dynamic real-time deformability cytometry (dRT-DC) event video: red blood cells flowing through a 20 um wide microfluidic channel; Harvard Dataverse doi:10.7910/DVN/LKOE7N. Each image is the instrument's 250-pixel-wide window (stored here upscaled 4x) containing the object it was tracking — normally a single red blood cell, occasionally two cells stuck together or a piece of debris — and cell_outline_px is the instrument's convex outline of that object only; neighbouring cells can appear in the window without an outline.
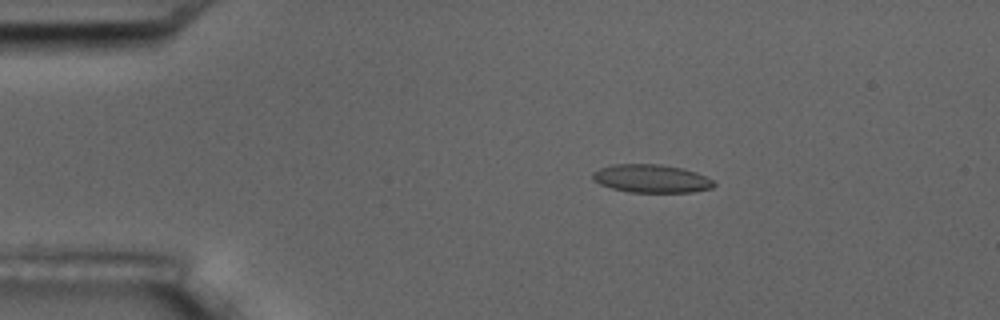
{"species": "common noctule bat (a hibernating species)", "species_latin": "Nyctalus noctula", "temperature_condition": "room temperature", "stored_images_in_passage": 16, "camera_frame_rate_fps": 3000, "um_per_image_px": 0.085, "animal": {"sex": "male", "body_mass_g": 17.5, "forearm_length_mm": 52.3}, "frame": {"image": 1, "passage_image": 3, "time_ms": 2.0, "image_size_px": [1000, 320], "cell_outline_px": [[716, 184], [712, 188], [692, 192], [628, 192], [612, 188], [600, 184], [592, 180], [592, 172], [600, 168], [612, 164], [660, 164], [684, 168], [696, 172], [712, 180]], "centroid_in_image_um": [55.35, 15.17], "position_along_channel_um": 29.7, "area_um2": 20.0}}
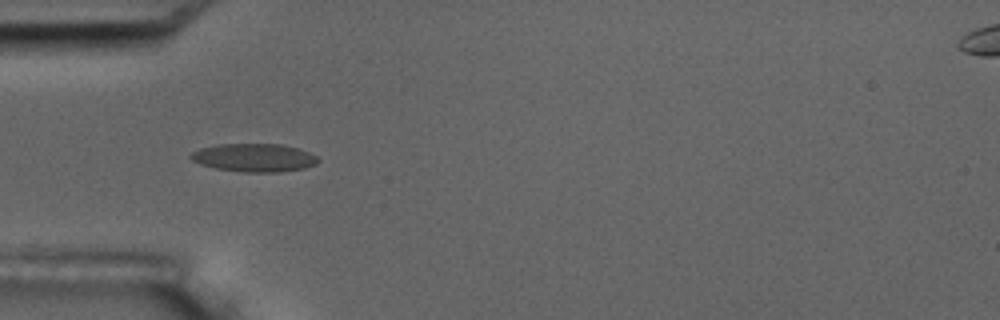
{"frame": {"image": 2, "passage_image": 5, "time_ms": 4.333, "image_size_px": [1000, 320], "cell_outline_px": [[320, 160], [316, 164], [304, 168], [276, 172], [244, 172], [216, 168], [200, 164], [192, 160], [188, 156], [192, 152], [200, 148], [216, 144], [280, 144], [296, 148], [308, 152], [316, 156]], "centroid_in_image_um": [21.57, 13.4], "position_along_channel_um": 63.4, "area_um2": 20.81}}
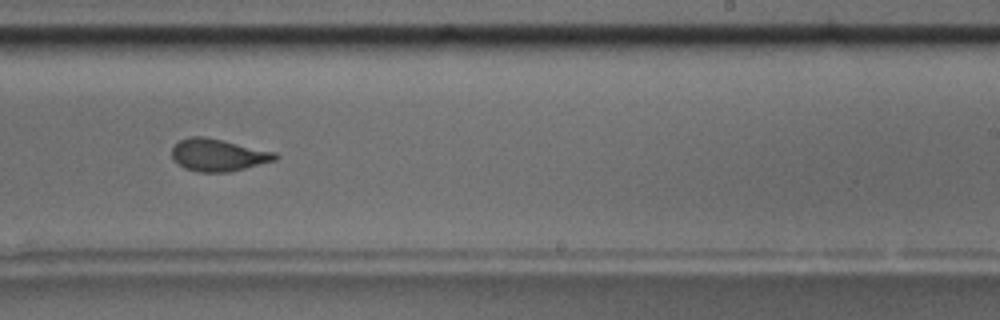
{"frame": {"image": 3, "passage_image": 10, "time_ms": 10.0, "image_size_px": [1000, 320], "cell_outline_px": [[280, 156], [276, 160], [232, 172], [196, 172], [184, 168], [172, 160], [172, 148], [180, 140], [188, 136], [204, 136], [276, 152]], "centroid_in_image_um": [18.54, 13.19], "position_along_channel_um": 270.5, "area_um2": 19.65}, "authors_computed_cell_mechanics": {"area_um2": 19.8543, "velocity_mm_per_s": 3.6791, "shape_relaxation_time_tau1_ms": 6.1675, "shape_relaxation_time_tau2_ms": 0.0722, "deformation_change_tau1": 0.1702, "deformation_change_tau2": 0.0334}}